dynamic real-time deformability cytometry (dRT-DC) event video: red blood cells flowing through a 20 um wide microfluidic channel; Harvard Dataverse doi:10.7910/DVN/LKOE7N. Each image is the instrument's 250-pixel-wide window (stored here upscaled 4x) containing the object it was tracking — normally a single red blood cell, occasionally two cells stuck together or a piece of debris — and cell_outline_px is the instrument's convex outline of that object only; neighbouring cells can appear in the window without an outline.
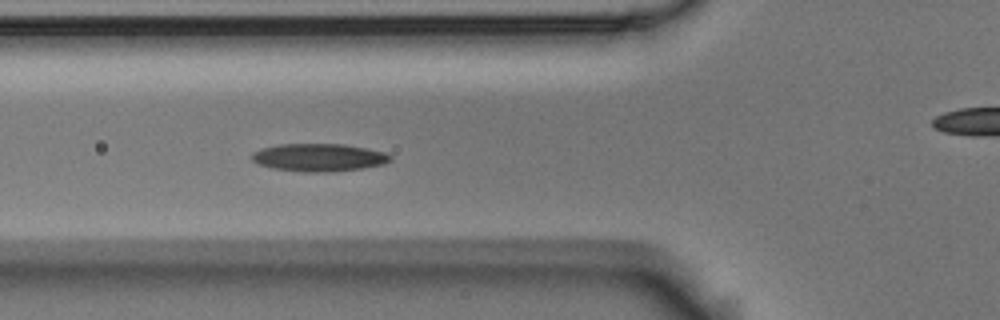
{"species": "Egyptian fruit bat (a non-hibernating species)", "species_latin": "Rousettus aegyptiacus", "temperature_condition": "room temperature", "stored_images_in_passage": 7, "segment_of_instrument_passage": [1, 2], "camera_frame_rate_fps": 3000, "um_per_image_px": 0.085, "animal": {"sex": "male"}, "frame": {"image": 1, "passage_image": 6, "time_ms": 1.667, "image_size_px": [1000, 320], "cell_outline_px": [[392, 160], [384, 164], [360, 168], [328, 172], [300, 172], [272, 168], [260, 164], [252, 160], [252, 156], [256, 152], [264, 148], [280, 144], [344, 144], [368, 148], [388, 152], [392, 156]], "centroid_in_image_um": [27.18, 13.38], "position_along_channel_um": 98.6, "area_um2": 22.37}}